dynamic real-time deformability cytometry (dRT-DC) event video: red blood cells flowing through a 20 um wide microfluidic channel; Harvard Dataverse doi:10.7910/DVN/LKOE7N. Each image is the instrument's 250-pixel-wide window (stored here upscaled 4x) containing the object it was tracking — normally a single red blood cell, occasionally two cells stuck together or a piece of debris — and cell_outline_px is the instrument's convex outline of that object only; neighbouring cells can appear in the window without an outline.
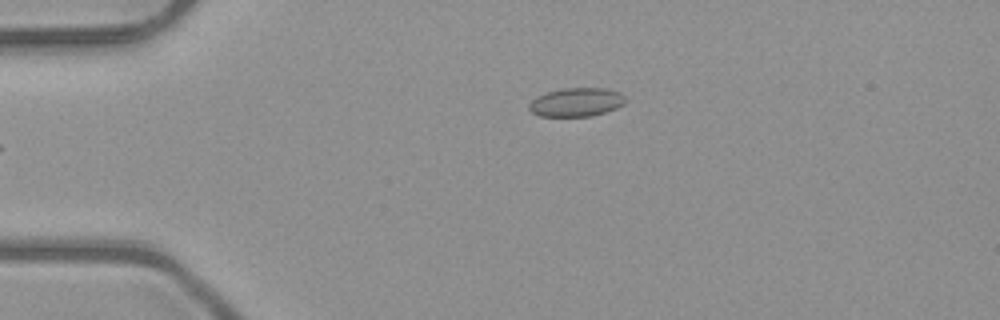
{"species": "common noctule bat (a hibernating species)", "species_latin": "Nyctalus noctula", "temperature_condition": "room temperature", "stored_images_in_passage": 41, "camera_frame_rate_fps": 3000, "um_per_image_px": 0.085, "animal": {"sex": "male", "body_mass_g": 23.1, "forearm_length_mm": 52.7}, "frame": {"image": 1, "passage_image": 1, "time_ms": 0.0, "image_size_px": [1000, 320], "cell_outline_px": [[628, 100], [624, 104], [616, 108], [592, 116], [540, 116], [532, 112], [528, 108], [528, 104], [532, 100], [548, 92], [564, 88], [604, 88], [620, 92]], "centroid_in_image_um": [49.02, 8.69], "position_along_channel_um": 36.0, "area_um2": 16.01}}
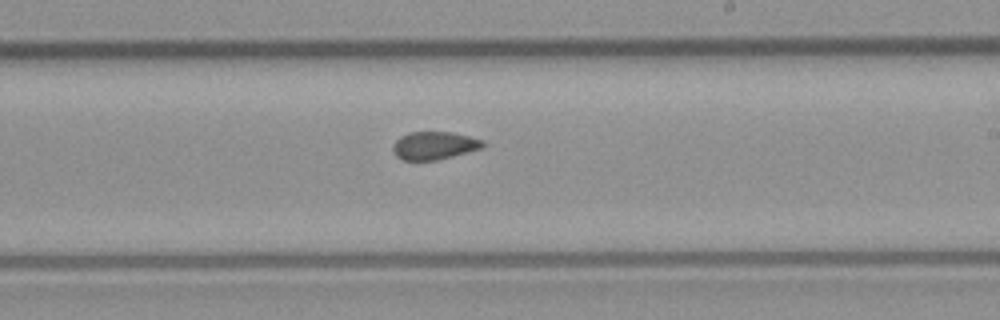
{"frame": {"image": 2, "passage_image": 20, "time_ms": 6.333, "image_size_px": [1000, 320], "cell_outline_px": [[484, 144], [480, 148], [436, 160], [400, 160], [396, 156], [392, 148], [392, 144], [400, 136], [408, 132], [452, 132], [484, 140]], "centroid_in_image_um": [36.84, 12.36], "position_along_channel_um": 252.2, "area_um2": 14.51}}
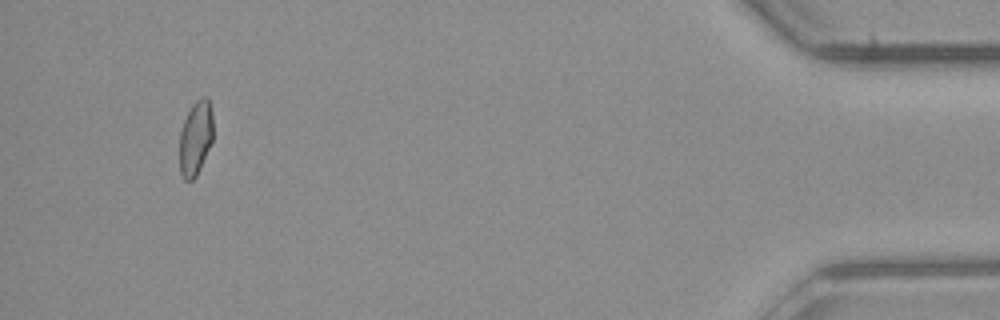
{"frame": {"image": 3, "passage_image": 38, "time_ms": 12.333, "image_size_px": [1000, 320], "cell_outline_px": [[212, 140], [200, 168], [196, 176], [192, 180], [184, 180], [180, 172], [180, 132], [184, 120], [192, 104], [196, 100], [204, 96], [208, 96], [212, 112]], "centroid_in_image_um": [16.62, 11.71], "position_along_channel_um": 418.6, "area_um2": 14.45}, "authors_computed_cell_mechanics": {"area_um2": 15.2592, "velocity_mm_per_s": 4.0434, "shape_relaxation_time_tau1_ms": null, "shape_relaxation_time_tau2_ms": 1.805, "deformation_change_tau1": null, "deformation_change_tau2": 0.071}}